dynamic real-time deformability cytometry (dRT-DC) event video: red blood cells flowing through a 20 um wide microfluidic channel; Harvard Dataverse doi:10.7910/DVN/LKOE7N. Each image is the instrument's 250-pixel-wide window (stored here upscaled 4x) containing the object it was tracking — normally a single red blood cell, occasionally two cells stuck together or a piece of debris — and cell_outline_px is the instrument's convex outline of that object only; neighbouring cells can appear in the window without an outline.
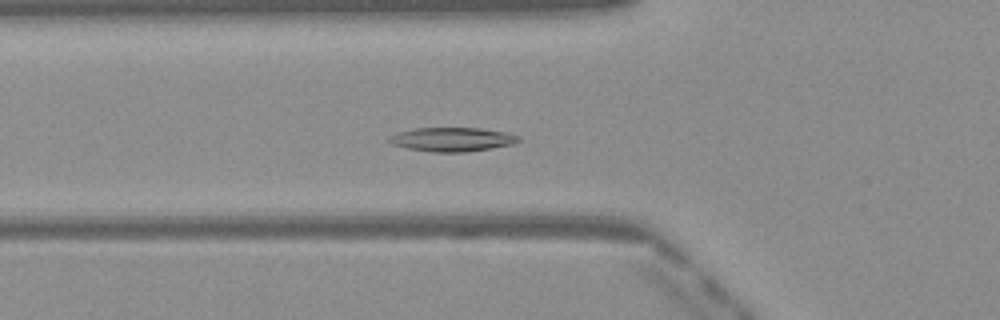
{"species": "Egyptian fruit bat (a non-hibernating species)", "species_latin": "Rousettus aegyptiacus", "temperature_condition": "warm", "stored_images_in_passage": 50, "camera_frame_rate_fps": 3000, "um_per_image_px": 0.085, "frame": {"image": 1, "passage_image": 18, "time_ms": 5.667, "image_size_px": [1000, 320], "cell_outline_px": [[520, 140], [516, 144], [492, 148], [464, 152], [432, 152], [408, 148], [392, 144], [388, 140], [388, 136], [396, 132], [416, 128], [480, 128], [504, 132], [520, 136]], "centroid_in_image_um": [38.44, 11.85], "position_along_channel_um": 87.4, "area_um2": 18.15}}
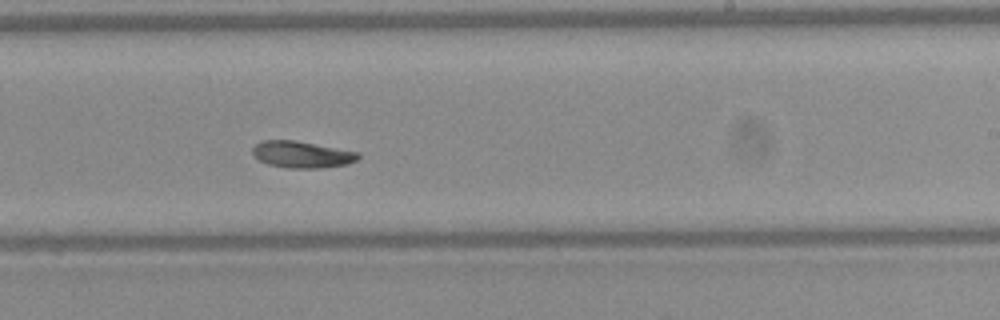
{"frame": {"image": 2, "passage_image": 31, "time_ms": 10.0, "image_size_px": [1000, 320], "cell_outline_px": [[360, 156], [356, 160], [348, 164], [324, 168], [288, 168], [268, 164], [252, 156], [252, 148], [260, 140], [296, 140], [360, 152]], "centroid_in_image_um": [25.66, 13.13], "position_along_channel_um": 263.3, "area_um2": 16.65}}
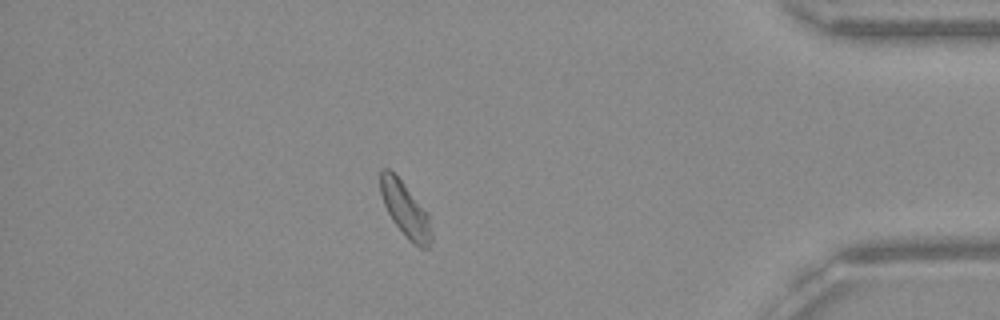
{"frame": {"image": 3, "passage_image": 44, "time_ms": 14.333, "image_size_px": [1000, 320], "cell_outline_px": [[432, 240], [428, 248], [420, 248], [412, 244], [408, 240], [392, 220], [384, 204], [380, 192], [380, 172], [384, 168], [388, 168], [404, 184], [428, 212], [432, 232]], "centroid_in_image_um": [34.47, 17.86], "position_along_channel_um": 400.7, "area_um2": 16.3}, "authors_computed_cell_mechanics": {"area_um2": 16.9354, "velocity_mm_per_s": 4.0597, "shape_relaxation_time_tau1_ms": 9.8426, "shape_relaxation_time_tau2_ms": null, "deformation_change_tau1": 0.2119, "deformation_change_tau2": null}}